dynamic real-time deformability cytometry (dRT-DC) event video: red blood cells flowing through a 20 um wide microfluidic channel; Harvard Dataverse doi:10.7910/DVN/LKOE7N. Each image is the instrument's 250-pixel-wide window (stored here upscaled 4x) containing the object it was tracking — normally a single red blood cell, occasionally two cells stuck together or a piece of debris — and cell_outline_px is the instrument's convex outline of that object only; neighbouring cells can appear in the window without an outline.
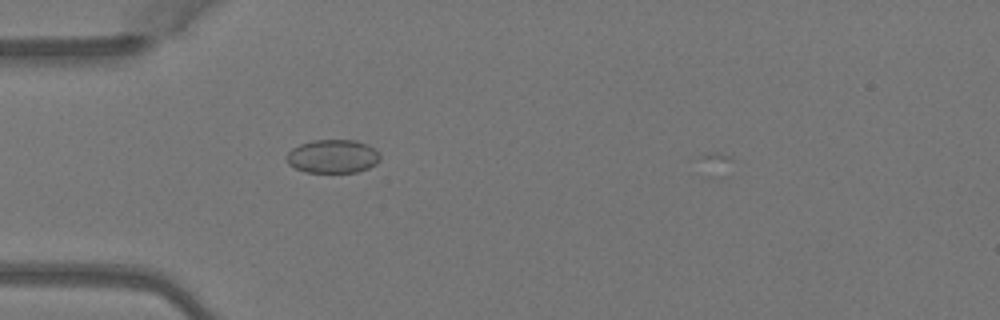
{"species": "Egyptian fruit bat (a non-hibernating species)", "species_latin": "Rousettus aegyptiacus", "temperature_condition": "warm", "stored_images_in_passage": 2, "camera_frame_rate_fps": 3000, "um_per_image_px": 0.085, "animal": {"sex": "female"}, "frame": {"image": 1, "passage_image": 2, "time_ms": 0.333, "image_size_px": [1000, 320], "cell_outline_px": [[380, 160], [376, 164], [368, 168], [356, 172], [304, 172], [288, 164], [284, 156], [292, 148], [300, 144], [312, 140], [356, 140], [368, 144], [380, 152]], "centroid_in_image_um": [28.28, 13.28], "position_along_channel_um": 56.7, "area_um2": 18.5}}